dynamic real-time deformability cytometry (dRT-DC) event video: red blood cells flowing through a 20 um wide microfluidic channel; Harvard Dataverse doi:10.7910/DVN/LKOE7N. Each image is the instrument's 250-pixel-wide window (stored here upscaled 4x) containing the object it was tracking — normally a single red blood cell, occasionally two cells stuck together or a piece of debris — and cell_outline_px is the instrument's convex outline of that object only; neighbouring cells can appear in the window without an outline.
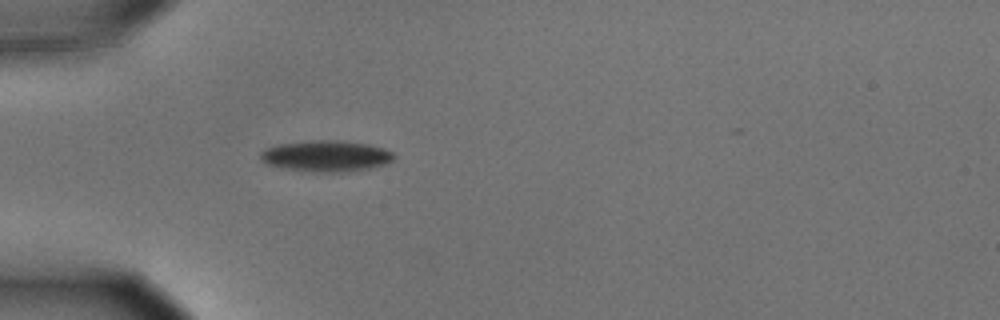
{"species": "common noctule bat (a hibernating species)", "species_latin": "Nyctalus noctula", "temperature_condition": "cold", "stored_images_in_passage": 40, "camera_frame_rate_fps": 3000, "um_per_image_px": 0.085, "animal": {"sex": "male", "body_mass_g": 15.6}, "frame": {"image": 1, "passage_image": 1, "time_ms": 0.0, "image_size_px": [1000, 320], "cell_outline_px": [[396, 156], [388, 164], [372, 168], [344, 172], [312, 172], [280, 168], [264, 164], [260, 160], [260, 152], [268, 148], [280, 144], [312, 140], [344, 140], [368, 144], [384, 148], [392, 152]], "centroid_in_image_um": [27.73, 13.27], "position_along_channel_um": 57.3, "area_um2": 24.62}}
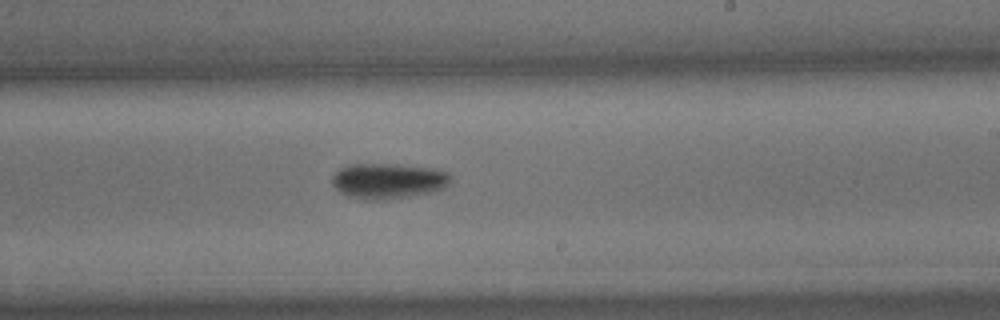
{"frame": {"image": 2, "passage_image": 18, "time_ms": 5.667, "image_size_px": [1000, 320], "cell_outline_px": [[452, 176], [448, 184], [444, 188], [432, 192], [388, 200], [364, 200], [340, 192], [332, 184], [332, 176], [340, 168], [348, 164], [396, 164], [440, 168], [448, 172]], "centroid_in_image_um": [33.04, 15.36], "position_along_channel_um": 256.0, "area_um2": 24.85}}
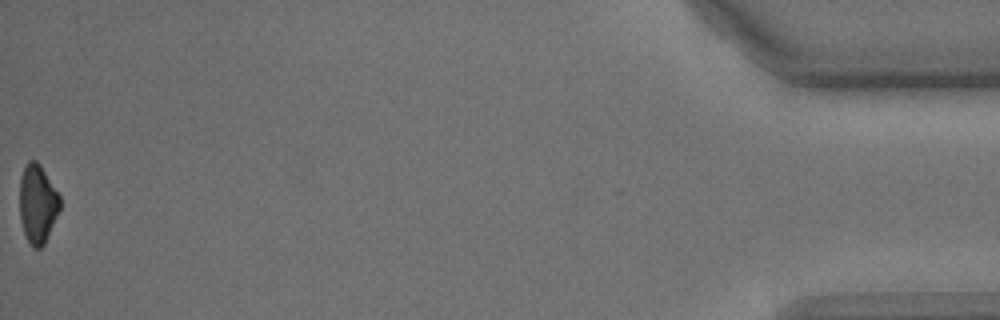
{"frame": {"image": 3, "passage_image": 40, "time_ms": 13.0, "image_size_px": [1000, 320], "cell_outline_px": [[60, 208], [44, 244], [40, 248], [32, 248], [24, 232], [20, 220], [20, 176], [28, 160], [36, 160], [40, 164], [60, 196]], "centroid_in_image_um": [3.18, 17.31], "position_along_channel_um": 432.0, "area_um2": 18.32}, "authors_computed_cell_mechanics": {"area_um2": 23.4379, "velocity_mm_per_s": 3.6359, "shape_relaxation_time_tau1_ms": 2.6366, "shape_relaxation_time_tau2_ms": null, "deformation_change_tau1": 0.1038, "deformation_change_tau2": null}}